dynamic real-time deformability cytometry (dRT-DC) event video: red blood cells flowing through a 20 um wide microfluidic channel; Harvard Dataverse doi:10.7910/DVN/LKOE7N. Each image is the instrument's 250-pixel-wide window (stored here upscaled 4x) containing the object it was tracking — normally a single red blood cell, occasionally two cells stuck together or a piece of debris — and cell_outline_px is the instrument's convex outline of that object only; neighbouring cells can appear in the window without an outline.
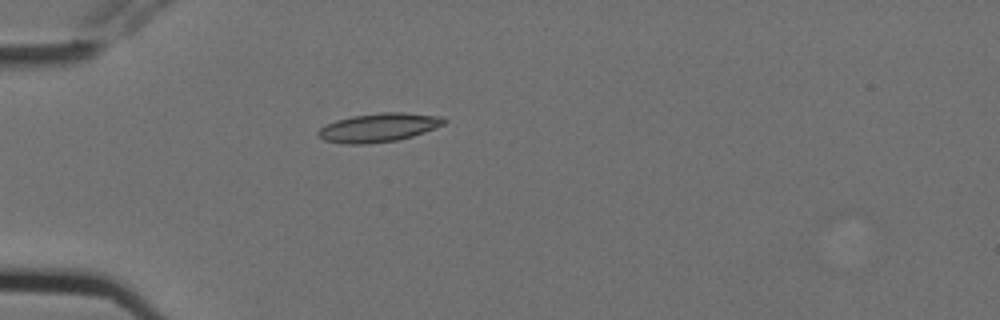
{"species": "Egyptian fruit bat (a non-hibernating species)", "species_latin": "Rousettus aegyptiacus", "temperature_condition": "cold", "stored_images_in_passage": 5, "camera_frame_rate_fps": 3000, "um_per_image_px": 0.085, "animal": {"sex": "female"}, "frame": {"image": 1, "passage_image": 5, "time_ms": 1.333, "image_size_px": [1000, 320], "cell_outline_px": [[448, 120], [444, 124], [424, 132], [412, 136], [396, 140], [364, 144], [344, 144], [324, 140], [316, 136], [316, 132], [320, 128], [336, 120], [352, 116], [380, 112], [404, 112], [440, 116]], "centroid_in_image_um": [32.16, 10.84], "position_along_channel_um": 52.8, "area_um2": 21.04}}